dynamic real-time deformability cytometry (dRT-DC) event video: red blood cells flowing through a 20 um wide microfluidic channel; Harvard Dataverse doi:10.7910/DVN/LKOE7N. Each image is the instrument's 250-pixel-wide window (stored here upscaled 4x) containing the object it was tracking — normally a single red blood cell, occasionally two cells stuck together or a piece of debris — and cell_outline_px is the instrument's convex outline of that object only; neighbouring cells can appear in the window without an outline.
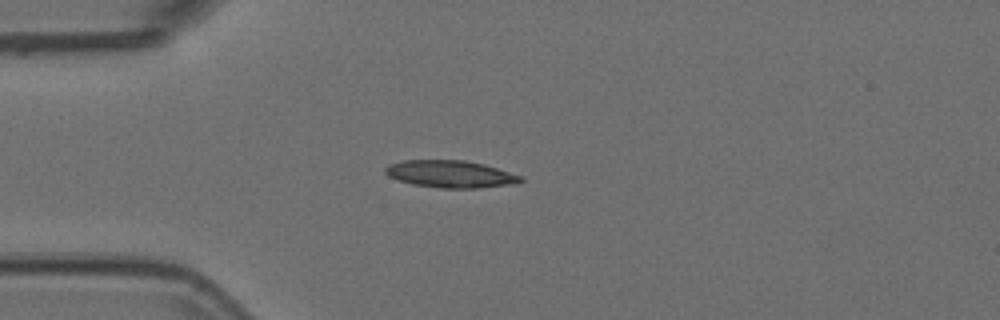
{"species": "Egyptian fruit bat (a non-hibernating species)", "species_latin": "Rousettus aegyptiacus", "temperature_condition": "room temperature", "stored_images_in_passage": 41, "camera_frame_rate_fps": 3000, "um_per_image_px": 0.085, "animal": {"sex": "female"}, "frame": {"image": 1, "passage_image": 1, "time_ms": 0.0, "image_size_px": [1000, 320], "cell_outline_px": [[524, 180], [512, 184], [476, 188], [440, 188], [412, 184], [388, 176], [384, 172], [384, 168], [388, 164], [404, 160], [464, 160], [484, 164], [524, 176]], "centroid_in_image_um": [38.29, 14.79], "position_along_channel_um": 46.7, "area_um2": 21.5}}
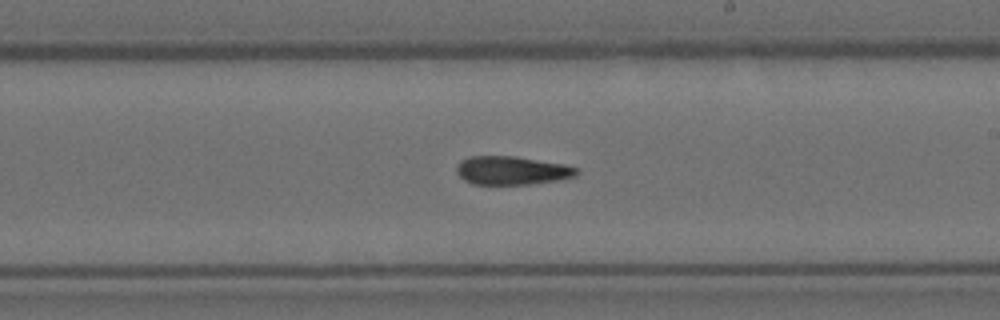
{"frame": {"image": 2, "passage_image": 18, "time_ms": 5.667, "image_size_px": [1000, 320], "cell_outline_px": [[580, 172], [576, 176], [560, 180], [528, 184], [472, 184], [464, 180], [456, 172], [456, 164], [460, 160], [472, 156], [516, 156], [564, 164], [580, 168]], "centroid_in_image_um": [43.53, 14.48], "position_along_channel_um": 245.5, "area_um2": 20.17}}
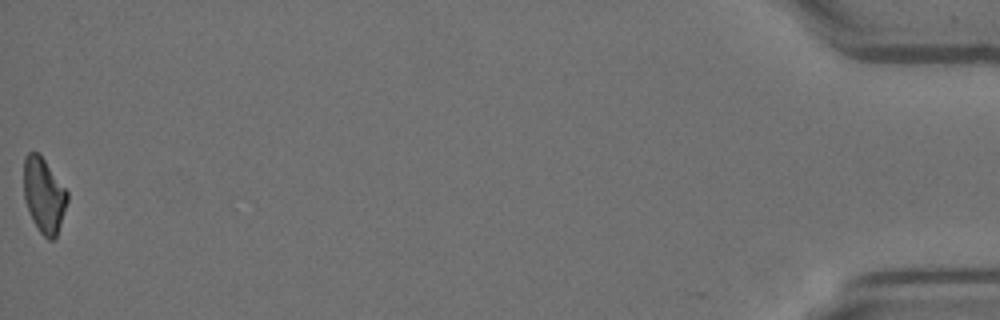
{"frame": {"image": 3, "passage_image": 41, "time_ms": 13.333, "image_size_px": [1000, 320], "cell_outline_px": [[68, 200], [56, 236], [52, 240], [48, 240], [40, 232], [32, 220], [24, 200], [24, 156], [28, 152], [36, 152], [44, 160], [68, 192]], "centroid_in_image_um": [3.71, 16.61], "position_along_channel_um": 431.5, "area_um2": 18.79}, "authors_computed_cell_mechanics": {"area_um2": 20.3456, "velocity_mm_per_s": 3.7558, "shape_relaxation_time_tau1_ms": null, "shape_relaxation_time_tau2_ms": 8.3348, "deformation_change_tau1": null, "deformation_change_tau2": 0.1828}}